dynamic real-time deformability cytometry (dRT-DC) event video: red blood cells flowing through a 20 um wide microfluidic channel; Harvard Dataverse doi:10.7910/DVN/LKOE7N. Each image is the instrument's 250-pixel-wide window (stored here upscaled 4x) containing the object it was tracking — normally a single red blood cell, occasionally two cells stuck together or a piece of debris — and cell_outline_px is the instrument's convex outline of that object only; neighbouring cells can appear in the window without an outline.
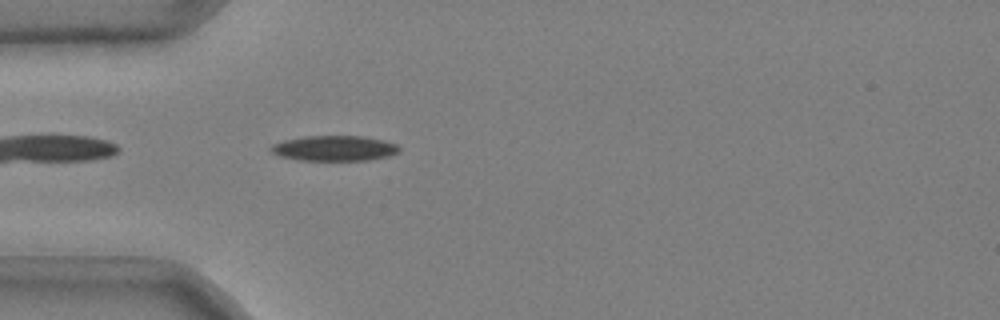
{"species": "common noctule bat (a hibernating species)", "species_latin": "Nyctalus noctula", "temperature_condition": "cold", "stored_images_in_passage": 37, "camera_frame_rate_fps": 3000, "um_per_image_px": 0.085, "animal": {"sex": "male", "body_mass_g": 20.4}, "frame": {"image": 1, "passage_image": 3, "time_ms": 0.667, "image_size_px": [1000, 320], "cell_outline_px": [[400, 152], [388, 156], [368, 160], [296, 160], [280, 156], [272, 152], [268, 148], [272, 144], [284, 140], [304, 136], [364, 136], [384, 140], [396, 144], [400, 148]], "centroid_in_image_um": [28.41, 12.6], "position_along_channel_um": 56.6, "area_um2": 19.02}}
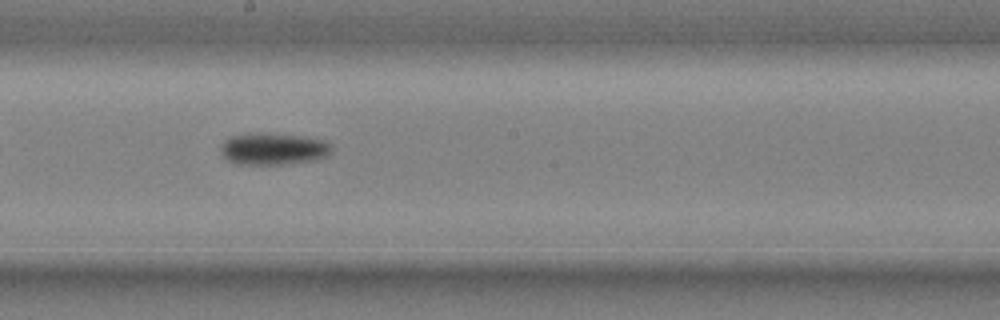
{"frame": {"image": 2, "passage_image": 17, "time_ms": 5.333, "image_size_px": [1000, 320], "cell_outline_px": [[332, 148], [328, 156], [316, 160], [288, 164], [236, 164], [228, 160], [220, 152], [220, 148], [224, 140], [232, 136], [248, 132], [260, 132], [296, 136], [324, 140]], "centroid_in_image_um": [23.19, 12.65], "position_along_channel_um": 225.0, "area_um2": 20.69}}
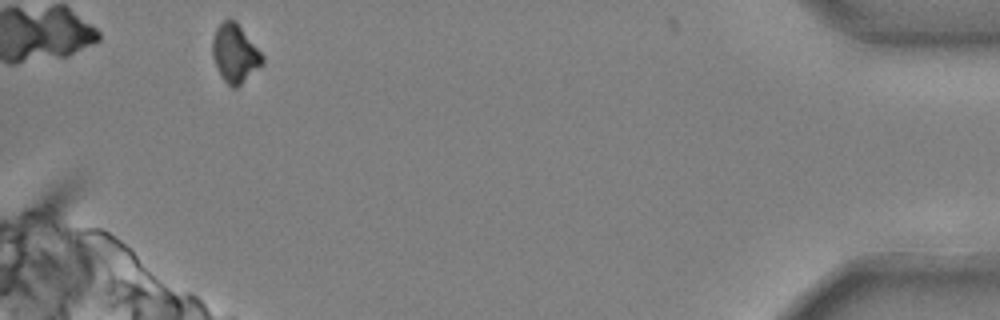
{"frame": {"image": 3, "passage_image": 37, "time_ms": 12.0, "image_size_px": [1000, 320], "cell_outline_px": [[264, 64], [236, 88], [232, 88], [224, 80], [212, 56], [212, 40], [216, 28], [224, 20], [236, 20], [264, 56]], "centroid_in_image_um": [19.99, 4.53], "position_along_channel_um": 415.2, "area_um2": 16.88}, "authors_computed_cell_mechanics": {"area_um2": 19.5364, "velocity_mm_per_s": 3.6976, "shape_relaxation_time_tau1_ms": 3.3487, "shape_relaxation_time_tau2_ms": null, "deformation_change_tau1": 0.1382, "deformation_change_tau2": null}}